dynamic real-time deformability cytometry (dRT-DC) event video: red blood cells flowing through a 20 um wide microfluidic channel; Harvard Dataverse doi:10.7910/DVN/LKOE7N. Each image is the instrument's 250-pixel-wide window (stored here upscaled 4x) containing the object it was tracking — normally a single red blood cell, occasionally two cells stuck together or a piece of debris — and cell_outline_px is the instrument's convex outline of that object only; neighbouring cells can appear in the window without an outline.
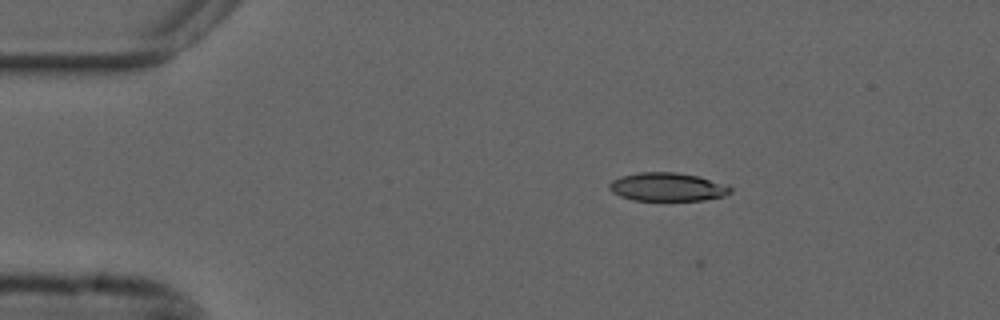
{"species": "common noctule bat (a hibernating species)", "species_latin": "Nyctalus noctula", "temperature_condition": "cold", "stored_images_in_passage": 11, "camera_frame_rate_fps": 3000, "um_per_image_px": 0.085, "animal": {"sex": "male", "forearm_length_mm": 52.5}, "frame": {"image": 1, "passage_image": 10, "time_ms": 3.0, "image_size_px": [1000, 320], "cell_outline_px": [[732, 192], [724, 196], [704, 200], [632, 200], [620, 196], [612, 192], [608, 188], [608, 184], [612, 180], [620, 176], [640, 172], [676, 172], [700, 176], [728, 184], [732, 188]], "centroid_in_image_um": [56.75, 15.88], "position_along_channel_um": 28.2, "area_um2": 20.35}}